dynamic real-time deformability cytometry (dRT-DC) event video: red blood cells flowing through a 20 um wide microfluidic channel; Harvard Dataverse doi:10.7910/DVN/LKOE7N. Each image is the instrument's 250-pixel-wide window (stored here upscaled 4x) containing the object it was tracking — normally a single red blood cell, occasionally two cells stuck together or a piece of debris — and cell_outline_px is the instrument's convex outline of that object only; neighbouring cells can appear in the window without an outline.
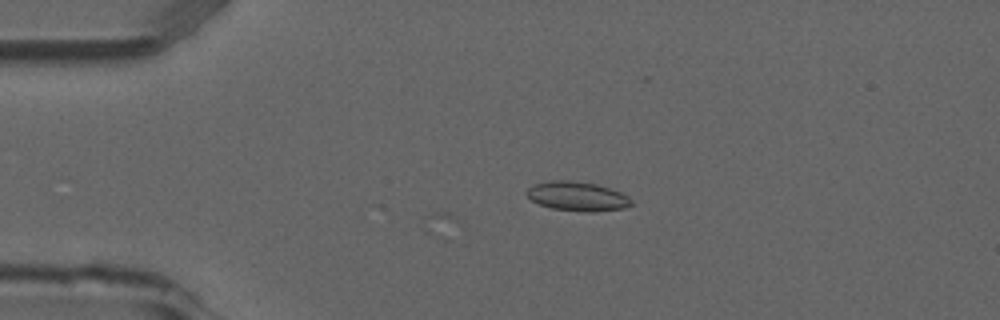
{"species": "common noctule bat (a hibernating species)", "species_latin": "Nyctalus noctula", "temperature_condition": "room temperature", "stored_images_in_passage": 9, "camera_frame_rate_fps": 3000, "um_per_image_px": 0.085, "animal": {"sex": "male", "forearm_length_mm": 52.5}, "frame": {"image": 1, "passage_image": 9, "time_ms": 2.667, "image_size_px": [1000, 320], "cell_outline_px": [[632, 204], [624, 208], [596, 212], [584, 212], [552, 208], [540, 204], [532, 200], [524, 192], [528, 188], [536, 184], [552, 180], [568, 180], [596, 184], [620, 192], [628, 196], [632, 200]], "centroid_in_image_um": [49.08, 16.69], "position_along_channel_um": 35.9, "area_um2": 17.74}}